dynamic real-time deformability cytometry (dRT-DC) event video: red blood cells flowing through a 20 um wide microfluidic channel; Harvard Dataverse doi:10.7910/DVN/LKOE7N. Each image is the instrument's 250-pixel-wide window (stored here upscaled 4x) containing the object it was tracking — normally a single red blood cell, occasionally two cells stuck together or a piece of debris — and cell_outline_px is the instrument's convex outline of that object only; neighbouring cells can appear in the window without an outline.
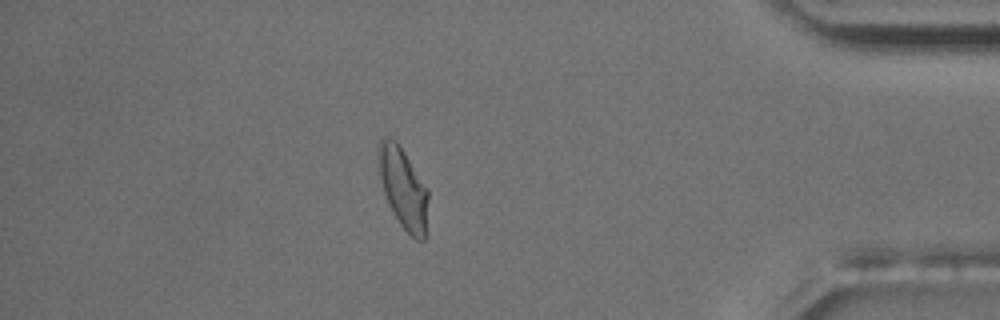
{"species": "common noctule bat (a hibernating species)", "species_latin": "Nyctalus noctula", "temperature_condition": "room temperature", "stored_images_in_passage": 17, "camera_frame_rate_fps": 3000, "um_per_image_px": 0.085, "animal": {"sex": "male", "body_mass_g": 17.5, "forearm_length_mm": 52.3}, "frame": {"image": 1, "passage_image": 15, "time_ms": 16.333, "image_size_px": [1000, 320], "cell_outline_px": [[428, 200], [424, 240], [416, 240], [400, 224], [392, 212], [388, 204], [384, 192], [376, 164], [376, 148], [380, 140], [384, 136], [388, 136], [396, 140], [428, 188]], "centroid_in_image_um": [34.22, 15.92], "position_along_channel_um": 401.0, "area_um2": 23.7}, "authors_computed_cell_mechanics": {"area_um2": 21.1548, "velocity_mm_per_s": 3.5455, "shape_relaxation_time_tau1_ms": 7.2567, "shape_relaxation_time_tau2_ms": 2.9498, "deformation_change_tau1": 0.1717, "deformation_change_tau2": 0.0734}}